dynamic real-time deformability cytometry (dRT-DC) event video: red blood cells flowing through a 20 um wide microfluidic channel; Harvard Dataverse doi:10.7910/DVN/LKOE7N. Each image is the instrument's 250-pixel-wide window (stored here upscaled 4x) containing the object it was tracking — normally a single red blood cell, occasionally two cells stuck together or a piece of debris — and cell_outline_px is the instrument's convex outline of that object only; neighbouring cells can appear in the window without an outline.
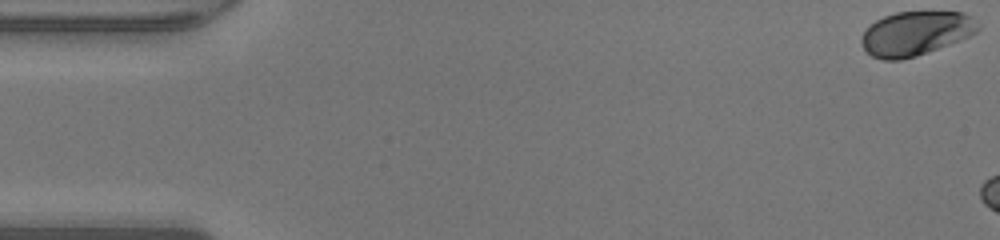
{"species": "human", "species_latin": "Homo sapiens", "temperature_condition": "warm", "stored_images_in_passage": 6, "camera_frame_rate_fps": 3000, "um_per_image_px": 0.085, "donor": {"sex": "male"}, "frame": {"image": 1, "passage_image": 1, "time_ms": 0.0, "image_size_px": [1000, 240], "cell_outline_px": [[980, 28], [976, 32], [960, 40], [916, 56], [900, 60], [884, 60], [872, 56], [864, 48], [860, 40], [864, 32], [876, 20], [884, 16], [896, 12], [964, 12], [972, 16], [980, 24]], "centroid_in_image_um": [77.85, 2.83], "position_along_channel_um": 7.1, "area_um2": 29.82}}